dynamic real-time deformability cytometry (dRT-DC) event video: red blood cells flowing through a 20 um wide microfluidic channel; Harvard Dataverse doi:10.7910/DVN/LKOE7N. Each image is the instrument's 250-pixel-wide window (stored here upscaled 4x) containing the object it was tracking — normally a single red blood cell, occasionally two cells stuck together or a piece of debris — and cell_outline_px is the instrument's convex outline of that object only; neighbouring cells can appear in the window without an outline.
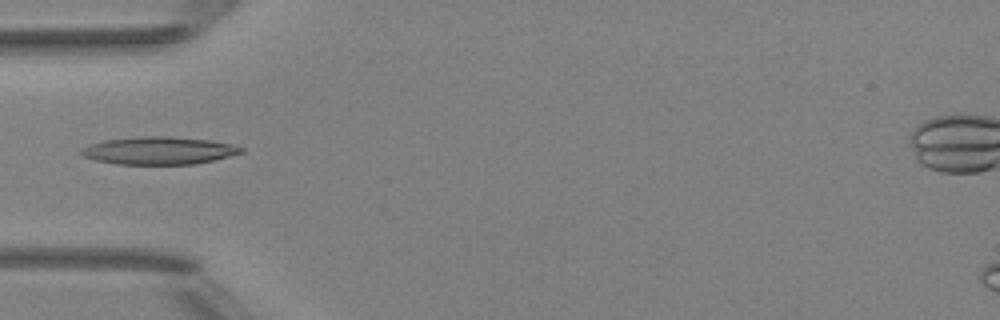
{"species": "Egyptian fruit bat (a non-hibernating species)", "species_latin": "Rousettus aegyptiacus", "temperature_condition": "room temperature", "stored_images_in_passage": 6, "camera_frame_rate_fps": 3000, "um_per_image_px": 0.085, "animal": {"sex": "female"}, "frame": {"image": 1, "passage_image": 5, "time_ms": 4.667, "image_size_px": [1000, 320], "cell_outline_px": [[244, 152], [196, 164], [116, 164], [96, 160], [84, 156], [80, 152], [88, 144], [104, 140], [140, 136], [168, 136], [208, 140], [232, 144], [244, 148]], "centroid_in_image_um": [13.5, 12.79], "position_along_channel_um": 71.5, "area_um2": 25.61}}
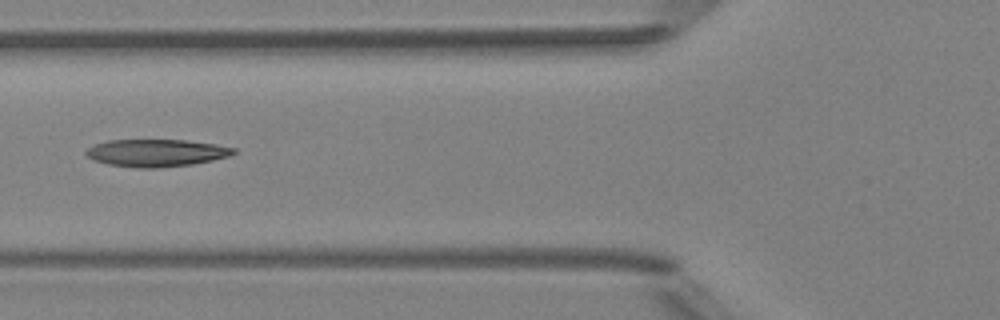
{"frame": {"image": 2, "passage_image": 6, "time_ms": 5.667, "image_size_px": [1000, 320], "cell_outline_px": [[236, 152], [228, 156], [212, 160], [192, 164], [156, 168], [140, 168], [108, 164], [92, 160], [84, 152], [88, 148], [96, 144], [108, 140], [184, 140], [216, 144], [236, 148]], "centroid_in_image_um": [13.28, 12.99], "position_along_channel_um": 112.5, "area_um2": 23.41}}